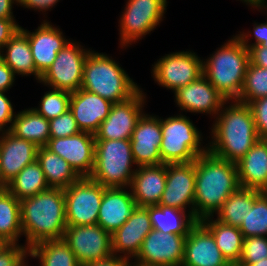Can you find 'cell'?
<instances>
[{
	"instance_id": "obj_13",
	"label": "cell",
	"mask_w": 267,
	"mask_h": 266,
	"mask_svg": "<svg viewBox=\"0 0 267 266\" xmlns=\"http://www.w3.org/2000/svg\"><path fill=\"white\" fill-rule=\"evenodd\" d=\"M145 97L140 89L130 99L112 104L109 115L95 133V140L130 139L138 120L144 114L142 107L146 103Z\"/></svg>"
},
{
	"instance_id": "obj_28",
	"label": "cell",
	"mask_w": 267,
	"mask_h": 266,
	"mask_svg": "<svg viewBox=\"0 0 267 266\" xmlns=\"http://www.w3.org/2000/svg\"><path fill=\"white\" fill-rule=\"evenodd\" d=\"M4 49L6 52L3 51ZM0 57L15 75L28 76L32 74L40 82L41 76L36 71L28 37L20 29L2 48Z\"/></svg>"
},
{
	"instance_id": "obj_53",
	"label": "cell",
	"mask_w": 267,
	"mask_h": 266,
	"mask_svg": "<svg viewBox=\"0 0 267 266\" xmlns=\"http://www.w3.org/2000/svg\"><path fill=\"white\" fill-rule=\"evenodd\" d=\"M8 183L5 181L0 167V191L7 190Z\"/></svg>"
},
{
	"instance_id": "obj_44",
	"label": "cell",
	"mask_w": 267,
	"mask_h": 266,
	"mask_svg": "<svg viewBox=\"0 0 267 266\" xmlns=\"http://www.w3.org/2000/svg\"><path fill=\"white\" fill-rule=\"evenodd\" d=\"M13 110L12 103L5 95V92L0 91V134L1 132L10 131L15 117ZM9 123L10 126H6Z\"/></svg>"
},
{
	"instance_id": "obj_29",
	"label": "cell",
	"mask_w": 267,
	"mask_h": 266,
	"mask_svg": "<svg viewBox=\"0 0 267 266\" xmlns=\"http://www.w3.org/2000/svg\"><path fill=\"white\" fill-rule=\"evenodd\" d=\"M10 132L20 139L44 147L50 139L49 121L34 108L25 109L15 114Z\"/></svg>"
},
{
	"instance_id": "obj_48",
	"label": "cell",
	"mask_w": 267,
	"mask_h": 266,
	"mask_svg": "<svg viewBox=\"0 0 267 266\" xmlns=\"http://www.w3.org/2000/svg\"><path fill=\"white\" fill-rule=\"evenodd\" d=\"M128 264H129V259L120 255L117 256L115 254H112L106 258L86 263L82 266H128Z\"/></svg>"
},
{
	"instance_id": "obj_50",
	"label": "cell",
	"mask_w": 267,
	"mask_h": 266,
	"mask_svg": "<svg viewBox=\"0 0 267 266\" xmlns=\"http://www.w3.org/2000/svg\"><path fill=\"white\" fill-rule=\"evenodd\" d=\"M18 0H0V18H15L13 16V4Z\"/></svg>"
},
{
	"instance_id": "obj_19",
	"label": "cell",
	"mask_w": 267,
	"mask_h": 266,
	"mask_svg": "<svg viewBox=\"0 0 267 266\" xmlns=\"http://www.w3.org/2000/svg\"><path fill=\"white\" fill-rule=\"evenodd\" d=\"M150 215L146 207L137 206L131 217L113 234L112 252L115 255L122 253L123 257L135 258L139 253L144 238L151 232Z\"/></svg>"
},
{
	"instance_id": "obj_57",
	"label": "cell",
	"mask_w": 267,
	"mask_h": 266,
	"mask_svg": "<svg viewBox=\"0 0 267 266\" xmlns=\"http://www.w3.org/2000/svg\"><path fill=\"white\" fill-rule=\"evenodd\" d=\"M263 141H264V143L266 144V146H267V136H265V137H263V138H261Z\"/></svg>"
},
{
	"instance_id": "obj_9",
	"label": "cell",
	"mask_w": 267,
	"mask_h": 266,
	"mask_svg": "<svg viewBox=\"0 0 267 266\" xmlns=\"http://www.w3.org/2000/svg\"><path fill=\"white\" fill-rule=\"evenodd\" d=\"M126 3L119 20L123 48L153 31L163 20L167 7V0H127Z\"/></svg>"
},
{
	"instance_id": "obj_23",
	"label": "cell",
	"mask_w": 267,
	"mask_h": 266,
	"mask_svg": "<svg viewBox=\"0 0 267 266\" xmlns=\"http://www.w3.org/2000/svg\"><path fill=\"white\" fill-rule=\"evenodd\" d=\"M112 104L101 96L80 88L71 93L69 110L81 131L95 134L109 115Z\"/></svg>"
},
{
	"instance_id": "obj_21",
	"label": "cell",
	"mask_w": 267,
	"mask_h": 266,
	"mask_svg": "<svg viewBox=\"0 0 267 266\" xmlns=\"http://www.w3.org/2000/svg\"><path fill=\"white\" fill-rule=\"evenodd\" d=\"M182 266H230L212 233L200 221L186 236Z\"/></svg>"
},
{
	"instance_id": "obj_42",
	"label": "cell",
	"mask_w": 267,
	"mask_h": 266,
	"mask_svg": "<svg viewBox=\"0 0 267 266\" xmlns=\"http://www.w3.org/2000/svg\"><path fill=\"white\" fill-rule=\"evenodd\" d=\"M29 256V248L26 245L11 244L0 254V266H24Z\"/></svg>"
},
{
	"instance_id": "obj_38",
	"label": "cell",
	"mask_w": 267,
	"mask_h": 266,
	"mask_svg": "<svg viewBox=\"0 0 267 266\" xmlns=\"http://www.w3.org/2000/svg\"><path fill=\"white\" fill-rule=\"evenodd\" d=\"M70 98L71 92L52 88L41 98L39 108L34 109L50 121L69 110Z\"/></svg>"
},
{
	"instance_id": "obj_35",
	"label": "cell",
	"mask_w": 267,
	"mask_h": 266,
	"mask_svg": "<svg viewBox=\"0 0 267 266\" xmlns=\"http://www.w3.org/2000/svg\"><path fill=\"white\" fill-rule=\"evenodd\" d=\"M21 235L20 201L8 190L0 191V236L17 244Z\"/></svg>"
},
{
	"instance_id": "obj_26",
	"label": "cell",
	"mask_w": 267,
	"mask_h": 266,
	"mask_svg": "<svg viewBox=\"0 0 267 266\" xmlns=\"http://www.w3.org/2000/svg\"><path fill=\"white\" fill-rule=\"evenodd\" d=\"M236 165L241 188L267 191V146L262 139Z\"/></svg>"
},
{
	"instance_id": "obj_14",
	"label": "cell",
	"mask_w": 267,
	"mask_h": 266,
	"mask_svg": "<svg viewBox=\"0 0 267 266\" xmlns=\"http://www.w3.org/2000/svg\"><path fill=\"white\" fill-rule=\"evenodd\" d=\"M186 236L152 229L134 260L147 266H182Z\"/></svg>"
},
{
	"instance_id": "obj_10",
	"label": "cell",
	"mask_w": 267,
	"mask_h": 266,
	"mask_svg": "<svg viewBox=\"0 0 267 266\" xmlns=\"http://www.w3.org/2000/svg\"><path fill=\"white\" fill-rule=\"evenodd\" d=\"M90 50L82 48L77 42L70 40L57 53L55 61L41 76L40 83L50 89L75 92L81 88L83 67Z\"/></svg>"
},
{
	"instance_id": "obj_24",
	"label": "cell",
	"mask_w": 267,
	"mask_h": 266,
	"mask_svg": "<svg viewBox=\"0 0 267 266\" xmlns=\"http://www.w3.org/2000/svg\"><path fill=\"white\" fill-rule=\"evenodd\" d=\"M38 147L25 139H20L10 131L0 135V167L2 175L9 183L25 166L37 159Z\"/></svg>"
},
{
	"instance_id": "obj_15",
	"label": "cell",
	"mask_w": 267,
	"mask_h": 266,
	"mask_svg": "<svg viewBox=\"0 0 267 266\" xmlns=\"http://www.w3.org/2000/svg\"><path fill=\"white\" fill-rule=\"evenodd\" d=\"M95 134L79 133L60 138H50L45 146L66 160L80 177H89L95 163Z\"/></svg>"
},
{
	"instance_id": "obj_1",
	"label": "cell",
	"mask_w": 267,
	"mask_h": 266,
	"mask_svg": "<svg viewBox=\"0 0 267 266\" xmlns=\"http://www.w3.org/2000/svg\"><path fill=\"white\" fill-rule=\"evenodd\" d=\"M240 188L236 163L207 150L195 159L194 218L213 217L225 200Z\"/></svg>"
},
{
	"instance_id": "obj_34",
	"label": "cell",
	"mask_w": 267,
	"mask_h": 266,
	"mask_svg": "<svg viewBox=\"0 0 267 266\" xmlns=\"http://www.w3.org/2000/svg\"><path fill=\"white\" fill-rule=\"evenodd\" d=\"M44 172L37 160L25 166L9 183L7 190L19 201L48 189Z\"/></svg>"
},
{
	"instance_id": "obj_7",
	"label": "cell",
	"mask_w": 267,
	"mask_h": 266,
	"mask_svg": "<svg viewBox=\"0 0 267 266\" xmlns=\"http://www.w3.org/2000/svg\"><path fill=\"white\" fill-rule=\"evenodd\" d=\"M162 140L160 155L163 164L189 163L204 154L201 132L185 115L161 119Z\"/></svg>"
},
{
	"instance_id": "obj_56",
	"label": "cell",
	"mask_w": 267,
	"mask_h": 266,
	"mask_svg": "<svg viewBox=\"0 0 267 266\" xmlns=\"http://www.w3.org/2000/svg\"><path fill=\"white\" fill-rule=\"evenodd\" d=\"M240 1H243L244 3H246L248 6L250 4H254L255 3V0H240Z\"/></svg>"
},
{
	"instance_id": "obj_11",
	"label": "cell",
	"mask_w": 267,
	"mask_h": 266,
	"mask_svg": "<svg viewBox=\"0 0 267 266\" xmlns=\"http://www.w3.org/2000/svg\"><path fill=\"white\" fill-rule=\"evenodd\" d=\"M152 66L153 78L159 86L174 92L203 75V60L190 50L167 54Z\"/></svg>"
},
{
	"instance_id": "obj_8",
	"label": "cell",
	"mask_w": 267,
	"mask_h": 266,
	"mask_svg": "<svg viewBox=\"0 0 267 266\" xmlns=\"http://www.w3.org/2000/svg\"><path fill=\"white\" fill-rule=\"evenodd\" d=\"M104 187L90 177H80L64 189L67 226L97 224Z\"/></svg>"
},
{
	"instance_id": "obj_16",
	"label": "cell",
	"mask_w": 267,
	"mask_h": 266,
	"mask_svg": "<svg viewBox=\"0 0 267 266\" xmlns=\"http://www.w3.org/2000/svg\"><path fill=\"white\" fill-rule=\"evenodd\" d=\"M195 161L166 164V185L158 205L175 207L194 217Z\"/></svg>"
},
{
	"instance_id": "obj_46",
	"label": "cell",
	"mask_w": 267,
	"mask_h": 266,
	"mask_svg": "<svg viewBox=\"0 0 267 266\" xmlns=\"http://www.w3.org/2000/svg\"><path fill=\"white\" fill-rule=\"evenodd\" d=\"M15 74L0 57V91L7 92L13 86Z\"/></svg>"
},
{
	"instance_id": "obj_49",
	"label": "cell",
	"mask_w": 267,
	"mask_h": 266,
	"mask_svg": "<svg viewBox=\"0 0 267 266\" xmlns=\"http://www.w3.org/2000/svg\"><path fill=\"white\" fill-rule=\"evenodd\" d=\"M59 0H18V4L29 9L45 12L51 9Z\"/></svg>"
},
{
	"instance_id": "obj_47",
	"label": "cell",
	"mask_w": 267,
	"mask_h": 266,
	"mask_svg": "<svg viewBox=\"0 0 267 266\" xmlns=\"http://www.w3.org/2000/svg\"><path fill=\"white\" fill-rule=\"evenodd\" d=\"M250 63L267 68V47L253 46L249 49Z\"/></svg>"
},
{
	"instance_id": "obj_55",
	"label": "cell",
	"mask_w": 267,
	"mask_h": 266,
	"mask_svg": "<svg viewBox=\"0 0 267 266\" xmlns=\"http://www.w3.org/2000/svg\"><path fill=\"white\" fill-rule=\"evenodd\" d=\"M128 266H147V265L139 264V263H137L135 261L130 263V261H129Z\"/></svg>"
},
{
	"instance_id": "obj_40",
	"label": "cell",
	"mask_w": 267,
	"mask_h": 266,
	"mask_svg": "<svg viewBox=\"0 0 267 266\" xmlns=\"http://www.w3.org/2000/svg\"><path fill=\"white\" fill-rule=\"evenodd\" d=\"M50 138L68 137L79 133L73 113L68 110L64 114L49 121Z\"/></svg>"
},
{
	"instance_id": "obj_45",
	"label": "cell",
	"mask_w": 267,
	"mask_h": 266,
	"mask_svg": "<svg viewBox=\"0 0 267 266\" xmlns=\"http://www.w3.org/2000/svg\"><path fill=\"white\" fill-rule=\"evenodd\" d=\"M20 27L15 18H0V52Z\"/></svg>"
},
{
	"instance_id": "obj_41",
	"label": "cell",
	"mask_w": 267,
	"mask_h": 266,
	"mask_svg": "<svg viewBox=\"0 0 267 266\" xmlns=\"http://www.w3.org/2000/svg\"><path fill=\"white\" fill-rule=\"evenodd\" d=\"M255 128L259 139L267 136V96L250 102Z\"/></svg>"
},
{
	"instance_id": "obj_39",
	"label": "cell",
	"mask_w": 267,
	"mask_h": 266,
	"mask_svg": "<svg viewBox=\"0 0 267 266\" xmlns=\"http://www.w3.org/2000/svg\"><path fill=\"white\" fill-rule=\"evenodd\" d=\"M265 258H267V236L244 238L238 266H246Z\"/></svg>"
},
{
	"instance_id": "obj_25",
	"label": "cell",
	"mask_w": 267,
	"mask_h": 266,
	"mask_svg": "<svg viewBox=\"0 0 267 266\" xmlns=\"http://www.w3.org/2000/svg\"><path fill=\"white\" fill-rule=\"evenodd\" d=\"M166 185V164L139 166L129 188L138 206L158 205Z\"/></svg>"
},
{
	"instance_id": "obj_54",
	"label": "cell",
	"mask_w": 267,
	"mask_h": 266,
	"mask_svg": "<svg viewBox=\"0 0 267 266\" xmlns=\"http://www.w3.org/2000/svg\"><path fill=\"white\" fill-rule=\"evenodd\" d=\"M246 266H267V258L260 260L256 263H249Z\"/></svg>"
},
{
	"instance_id": "obj_4",
	"label": "cell",
	"mask_w": 267,
	"mask_h": 266,
	"mask_svg": "<svg viewBox=\"0 0 267 266\" xmlns=\"http://www.w3.org/2000/svg\"><path fill=\"white\" fill-rule=\"evenodd\" d=\"M206 60L203 75L226 100H237L250 64L249 50L233 36Z\"/></svg>"
},
{
	"instance_id": "obj_3",
	"label": "cell",
	"mask_w": 267,
	"mask_h": 266,
	"mask_svg": "<svg viewBox=\"0 0 267 266\" xmlns=\"http://www.w3.org/2000/svg\"><path fill=\"white\" fill-rule=\"evenodd\" d=\"M21 226L26 246L44 240L63 239L67 228L64 189L51 188L22 199Z\"/></svg>"
},
{
	"instance_id": "obj_18",
	"label": "cell",
	"mask_w": 267,
	"mask_h": 266,
	"mask_svg": "<svg viewBox=\"0 0 267 266\" xmlns=\"http://www.w3.org/2000/svg\"><path fill=\"white\" fill-rule=\"evenodd\" d=\"M174 94L180 110L191 113H207L215 117L222 106L228 104V100L216 90L204 75L179 88Z\"/></svg>"
},
{
	"instance_id": "obj_31",
	"label": "cell",
	"mask_w": 267,
	"mask_h": 266,
	"mask_svg": "<svg viewBox=\"0 0 267 266\" xmlns=\"http://www.w3.org/2000/svg\"><path fill=\"white\" fill-rule=\"evenodd\" d=\"M36 160L39 162L48 186L51 188L66 189L80 178L66 160L45 146L38 147Z\"/></svg>"
},
{
	"instance_id": "obj_2",
	"label": "cell",
	"mask_w": 267,
	"mask_h": 266,
	"mask_svg": "<svg viewBox=\"0 0 267 266\" xmlns=\"http://www.w3.org/2000/svg\"><path fill=\"white\" fill-rule=\"evenodd\" d=\"M222 106L211 128L208 150L229 162L237 163L258 141L255 122L248 104L231 100ZM225 107V108H223Z\"/></svg>"
},
{
	"instance_id": "obj_37",
	"label": "cell",
	"mask_w": 267,
	"mask_h": 266,
	"mask_svg": "<svg viewBox=\"0 0 267 266\" xmlns=\"http://www.w3.org/2000/svg\"><path fill=\"white\" fill-rule=\"evenodd\" d=\"M265 96H267V68L250 63L244 78L241 95L237 101L249 104Z\"/></svg>"
},
{
	"instance_id": "obj_17",
	"label": "cell",
	"mask_w": 267,
	"mask_h": 266,
	"mask_svg": "<svg viewBox=\"0 0 267 266\" xmlns=\"http://www.w3.org/2000/svg\"><path fill=\"white\" fill-rule=\"evenodd\" d=\"M161 140V118L143 114L130 138L133 159L138 167L163 163L160 155Z\"/></svg>"
},
{
	"instance_id": "obj_5",
	"label": "cell",
	"mask_w": 267,
	"mask_h": 266,
	"mask_svg": "<svg viewBox=\"0 0 267 266\" xmlns=\"http://www.w3.org/2000/svg\"><path fill=\"white\" fill-rule=\"evenodd\" d=\"M81 89L114 104L130 99L141 88L115 60L91 50L84 63Z\"/></svg>"
},
{
	"instance_id": "obj_51",
	"label": "cell",
	"mask_w": 267,
	"mask_h": 266,
	"mask_svg": "<svg viewBox=\"0 0 267 266\" xmlns=\"http://www.w3.org/2000/svg\"><path fill=\"white\" fill-rule=\"evenodd\" d=\"M266 4V5H265ZM250 6H252L253 8L256 7V9H266L267 8V2L266 0H255L254 4H250Z\"/></svg>"
},
{
	"instance_id": "obj_33",
	"label": "cell",
	"mask_w": 267,
	"mask_h": 266,
	"mask_svg": "<svg viewBox=\"0 0 267 266\" xmlns=\"http://www.w3.org/2000/svg\"><path fill=\"white\" fill-rule=\"evenodd\" d=\"M29 256L38 258L39 266H81L63 239L40 241L29 248Z\"/></svg>"
},
{
	"instance_id": "obj_30",
	"label": "cell",
	"mask_w": 267,
	"mask_h": 266,
	"mask_svg": "<svg viewBox=\"0 0 267 266\" xmlns=\"http://www.w3.org/2000/svg\"><path fill=\"white\" fill-rule=\"evenodd\" d=\"M212 218L214 217H207L200 222L212 233L216 245L228 263L230 265L238 264L244 240L242 232L238 227Z\"/></svg>"
},
{
	"instance_id": "obj_12",
	"label": "cell",
	"mask_w": 267,
	"mask_h": 266,
	"mask_svg": "<svg viewBox=\"0 0 267 266\" xmlns=\"http://www.w3.org/2000/svg\"><path fill=\"white\" fill-rule=\"evenodd\" d=\"M63 240L81 266L113 254L111 234L98 224L67 226Z\"/></svg>"
},
{
	"instance_id": "obj_27",
	"label": "cell",
	"mask_w": 267,
	"mask_h": 266,
	"mask_svg": "<svg viewBox=\"0 0 267 266\" xmlns=\"http://www.w3.org/2000/svg\"><path fill=\"white\" fill-rule=\"evenodd\" d=\"M149 212L152 229L163 234L188 235L198 222L190 213L164 205L145 206Z\"/></svg>"
},
{
	"instance_id": "obj_36",
	"label": "cell",
	"mask_w": 267,
	"mask_h": 266,
	"mask_svg": "<svg viewBox=\"0 0 267 266\" xmlns=\"http://www.w3.org/2000/svg\"><path fill=\"white\" fill-rule=\"evenodd\" d=\"M244 238L267 236V193L262 192L239 227Z\"/></svg>"
},
{
	"instance_id": "obj_32",
	"label": "cell",
	"mask_w": 267,
	"mask_h": 266,
	"mask_svg": "<svg viewBox=\"0 0 267 266\" xmlns=\"http://www.w3.org/2000/svg\"><path fill=\"white\" fill-rule=\"evenodd\" d=\"M259 190L239 188L231 194L224 204L215 213L216 220L233 227H240L248 211L251 210L254 200L261 194Z\"/></svg>"
},
{
	"instance_id": "obj_6",
	"label": "cell",
	"mask_w": 267,
	"mask_h": 266,
	"mask_svg": "<svg viewBox=\"0 0 267 266\" xmlns=\"http://www.w3.org/2000/svg\"><path fill=\"white\" fill-rule=\"evenodd\" d=\"M130 139L96 140L91 179L103 187H130L136 170Z\"/></svg>"
},
{
	"instance_id": "obj_20",
	"label": "cell",
	"mask_w": 267,
	"mask_h": 266,
	"mask_svg": "<svg viewBox=\"0 0 267 266\" xmlns=\"http://www.w3.org/2000/svg\"><path fill=\"white\" fill-rule=\"evenodd\" d=\"M43 21L35 32H29L20 27V30L28 37L36 71L40 76L55 61L57 53L70 41L63 36L59 28L53 27L46 20Z\"/></svg>"
},
{
	"instance_id": "obj_52",
	"label": "cell",
	"mask_w": 267,
	"mask_h": 266,
	"mask_svg": "<svg viewBox=\"0 0 267 266\" xmlns=\"http://www.w3.org/2000/svg\"><path fill=\"white\" fill-rule=\"evenodd\" d=\"M12 243L0 236V254L7 249Z\"/></svg>"
},
{
	"instance_id": "obj_43",
	"label": "cell",
	"mask_w": 267,
	"mask_h": 266,
	"mask_svg": "<svg viewBox=\"0 0 267 266\" xmlns=\"http://www.w3.org/2000/svg\"><path fill=\"white\" fill-rule=\"evenodd\" d=\"M253 35L255 38V42L252 44L249 43V38L251 35L249 33L240 32L236 36L239 38V40L242 42V44L249 50L253 46H261V47H267V22L256 24L254 23L253 27Z\"/></svg>"
},
{
	"instance_id": "obj_22",
	"label": "cell",
	"mask_w": 267,
	"mask_h": 266,
	"mask_svg": "<svg viewBox=\"0 0 267 266\" xmlns=\"http://www.w3.org/2000/svg\"><path fill=\"white\" fill-rule=\"evenodd\" d=\"M129 191L125 187H104L97 224L110 234L120 228L138 206Z\"/></svg>"
}]
</instances>
